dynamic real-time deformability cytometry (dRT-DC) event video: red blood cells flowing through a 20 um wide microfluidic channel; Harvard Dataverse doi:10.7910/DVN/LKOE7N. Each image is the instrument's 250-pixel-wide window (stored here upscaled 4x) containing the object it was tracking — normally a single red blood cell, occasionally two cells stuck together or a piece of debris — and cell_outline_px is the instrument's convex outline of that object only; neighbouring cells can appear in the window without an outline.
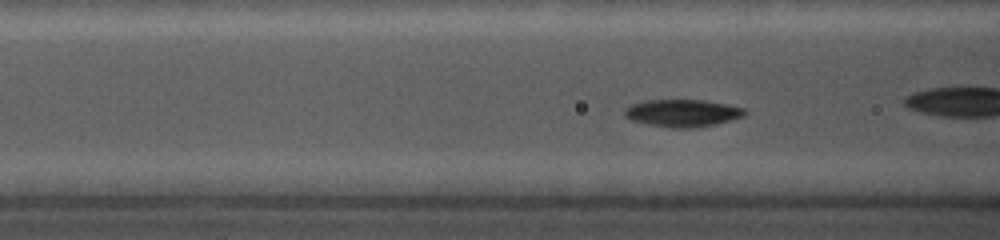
{"species": "common noctule bat (a hibernating species)", "species_latin": "Nyctalus noctula", "temperature_condition": "cold", "stored_images_in_passage": 79, "camera_frame_rate_fps": 5000, "um_per_image_px": 0.085, "animal": {"sex": "female", "body_mass_g": 19.0, "forearm_length_mm": 56.7}, "frame": {"image": 1, "passage_image": 31, "time_ms": 7.0, "image_size_px": [1000, 240], "cell_outline_px": [[748, 112], [744, 116], [716, 124], [696, 128], [672, 128], [648, 124], [632, 120], [624, 116], [624, 108], [632, 104], [644, 100], [704, 100], [744, 108]], "centroid_in_image_um": [58.0, 9.61], "position_along_channel_um": 108.6, "area_um2": 19.19}}
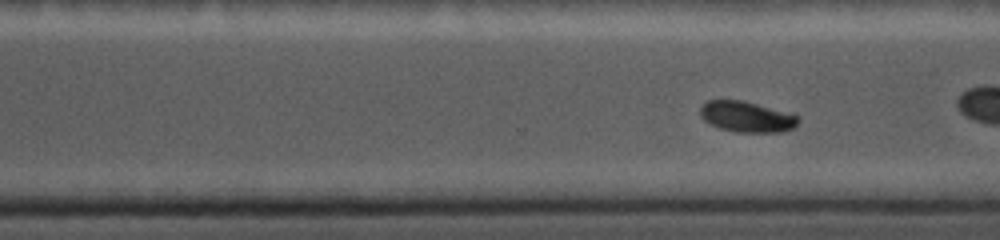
{"frame": {"image": 2, "passage_image": 58, "time_ms": 12.4, "image_size_px": [1000, 240], "cell_outline_px": [[800, 120], [792, 128], [780, 132], [736, 132], [720, 128], [704, 120], [700, 116], [700, 108], [708, 100], [744, 100], [800, 116]], "centroid_in_image_um": [63.47, 9.92], "position_along_channel_um": 307.1, "area_um2": 17.46}}
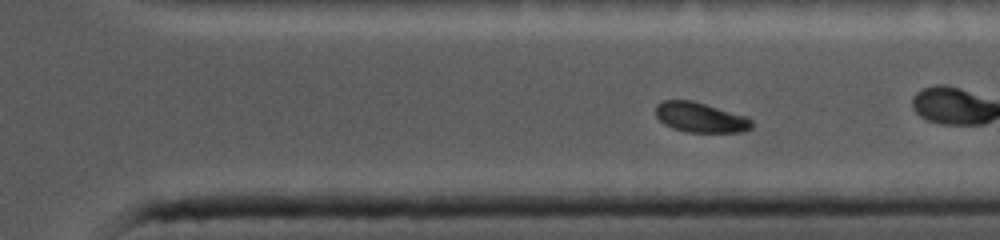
{"frame": {"image": 3, "passage_image": 64, "time_ms": 13.6, "image_size_px": [1000, 240], "cell_outline_px": [[752, 128], [744, 132], [684, 132], [672, 128], [664, 124], [656, 116], [656, 104], [664, 100], [692, 100], [748, 116], [752, 120]], "centroid_in_image_um": [59.55, 9.98], "position_along_channel_um": 351.8, "area_um2": 16.99}}